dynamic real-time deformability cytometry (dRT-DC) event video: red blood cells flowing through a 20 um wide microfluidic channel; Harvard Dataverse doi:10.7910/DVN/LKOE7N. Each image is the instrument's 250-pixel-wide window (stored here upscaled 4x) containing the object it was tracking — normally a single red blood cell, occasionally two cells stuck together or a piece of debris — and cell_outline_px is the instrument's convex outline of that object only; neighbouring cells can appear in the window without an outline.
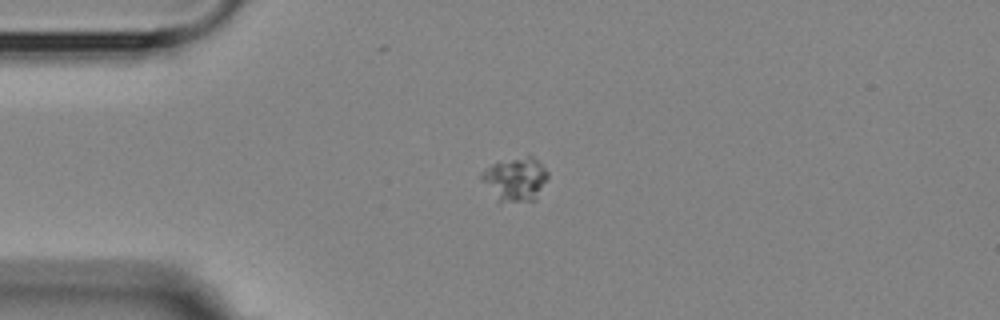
{"species": "Egyptian fruit bat (a non-hibernating species)", "species_latin": "Rousettus aegyptiacus", "temperature_condition": "room temperature", "stored_images_in_passage": 2, "camera_frame_rate_fps": 3000, "um_per_image_px": 0.085, "animal": {"sex": "female"}, "frame": {"image": 1, "passage_image": 1, "time_ms": 0.0, "image_size_px": [1000, 320], "cell_outline_px": [[548, 180], [536, 200], [500, 204], [496, 200], [480, 180], [480, 172], [492, 164], [528, 152], [548, 172]], "centroid_in_image_um": [43.79, 15.24], "position_along_channel_um": 41.2, "area_um2": 17.74}}